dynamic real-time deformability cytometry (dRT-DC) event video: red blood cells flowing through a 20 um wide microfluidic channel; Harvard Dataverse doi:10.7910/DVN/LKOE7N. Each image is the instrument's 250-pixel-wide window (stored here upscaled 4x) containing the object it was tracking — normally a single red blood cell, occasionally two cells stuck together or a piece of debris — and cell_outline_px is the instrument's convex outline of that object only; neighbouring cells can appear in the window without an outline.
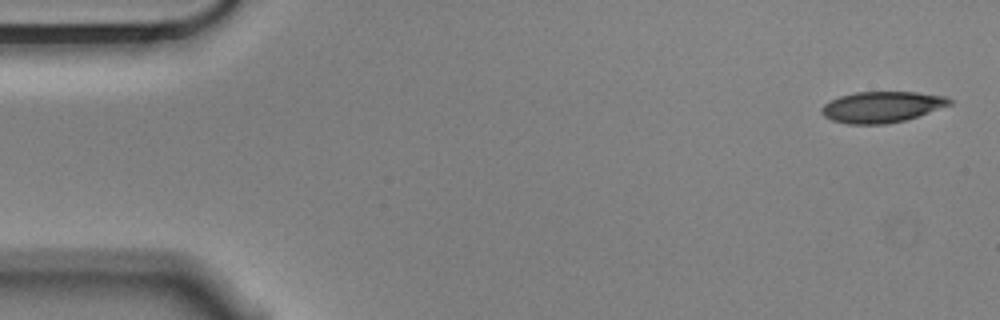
{"species": "Egyptian fruit bat (a non-hibernating species)", "species_latin": "Rousettus aegyptiacus", "temperature_condition": "cold", "stored_images_in_passage": 8, "camera_frame_rate_fps": 3000, "um_per_image_px": 0.085, "animal": {"sex": "male"}, "frame": {"image": 1, "passage_image": 1, "time_ms": 0.0, "image_size_px": [1000, 320], "cell_outline_px": [[952, 104], [904, 120], [884, 124], [848, 124], [832, 120], [824, 116], [820, 112], [820, 108], [824, 104], [840, 96], [856, 92], [916, 92], [944, 96], [952, 100]], "centroid_in_image_um": [74.92, 9.09], "position_along_channel_um": 10.1, "area_um2": 22.89}}